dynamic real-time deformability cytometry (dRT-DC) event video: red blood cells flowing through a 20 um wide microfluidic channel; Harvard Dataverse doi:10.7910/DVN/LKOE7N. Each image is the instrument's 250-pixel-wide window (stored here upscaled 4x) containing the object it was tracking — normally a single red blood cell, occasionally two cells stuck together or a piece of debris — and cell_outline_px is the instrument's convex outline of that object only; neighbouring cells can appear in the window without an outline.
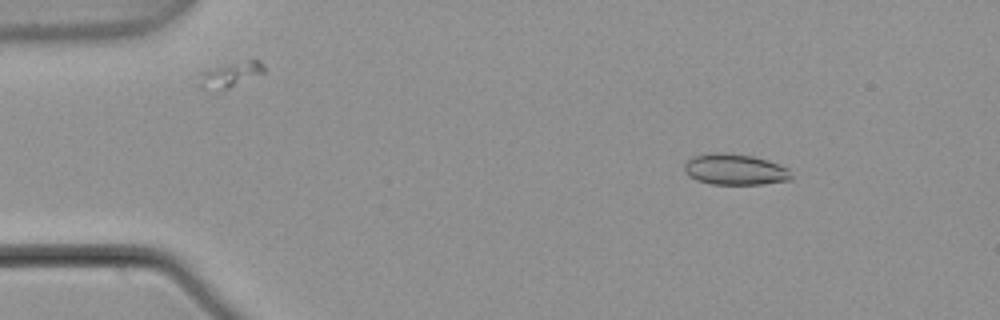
{"species": "common noctule bat (a hibernating species)", "species_latin": "Nyctalus noctula", "temperature_condition": "warm", "stored_images_in_passage": 3, "camera_frame_rate_fps": 3000, "um_per_image_px": 0.085, "animal": {"sex": "male", "body_mass_g": 21.5, "forearm_length_mm": 52.0}, "frame": {"image": 1, "passage_image": 1, "time_ms": 0.0, "image_size_px": [1000, 320], "cell_outline_px": [[792, 180], [764, 184], [712, 184], [696, 180], [688, 176], [684, 168], [684, 164], [692, 156], [712, 152], [724, 152], [752, 156], [768, 160], [788, 168], [792, 176]], "centroid_in_image_um": [62.47, 14.4], "position_along_channel_um": 22.5, "area_um2": 19.48}}